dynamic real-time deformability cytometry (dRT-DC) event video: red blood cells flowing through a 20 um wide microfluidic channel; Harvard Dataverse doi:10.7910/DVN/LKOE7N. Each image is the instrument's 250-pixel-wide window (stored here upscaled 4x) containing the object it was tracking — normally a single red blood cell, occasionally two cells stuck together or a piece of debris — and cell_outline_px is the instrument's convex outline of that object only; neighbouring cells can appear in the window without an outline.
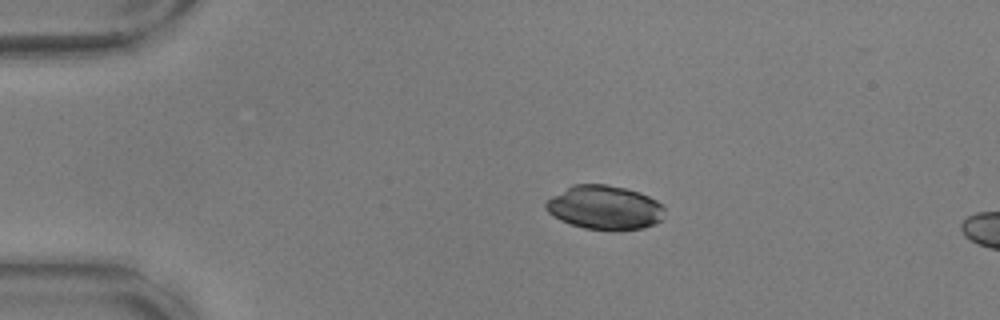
{"species": "common noctule bat (a hibernating species)", "species_latin": "Nyctalus noctula", "temperature_condition": "warm", "stored_images_in_passage": 41, "camera_frame_rate_fps": 3000, "um_per_image_px": 0.085, "animal": {"sex": "male", "body_mass_g": 17.9, "forearm_length_mm": 54.2}, "frame": {"image": 1, "passage_image": 1, "time_ms": 0.0, "image_size_px": [1000, 320], "cell_outline_px": [[664, 220], [656, 224], [640, 228], [584, 228], [560, 220], [552, 216], [544, 208], [544, 204], [552, 196], [572, 184], [604, 184], [624, 188], [640, 192], [656, 200], [664, 208]], "centroid_in_image_um": [51.38, 17.61], "position_along_channel_um": 33.6, "area_um2": 30.06}}
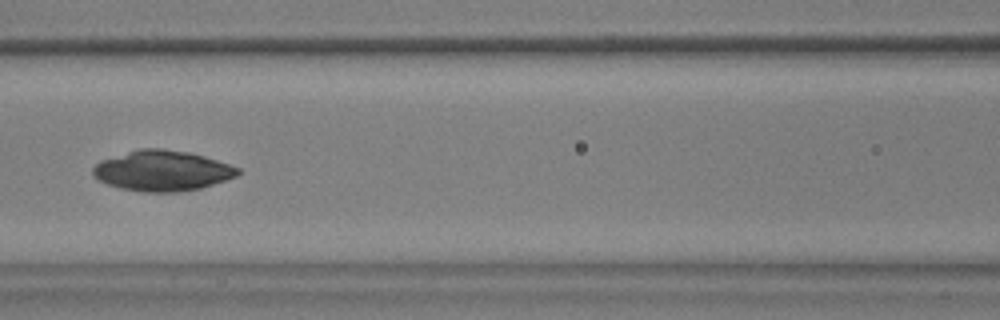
{"frame": {"image": 2, "passage_image": 15, "time_ms": 4.667, "image_size_px": [1000, 320], "cell_outline_px": [[240, 172], [236, 176], [200, 188], [180, 192], [144, 192], [120, 188], [108, 184], [92, 176], [92, 168], [100, 160], [140, 148], [160, 148], [188, 152], [204, 156], [240, 168]], "centroid_in_image_um": [13.76, 14.51], "position_along_channel_um": 152.8, "area_um2": 33.99}}
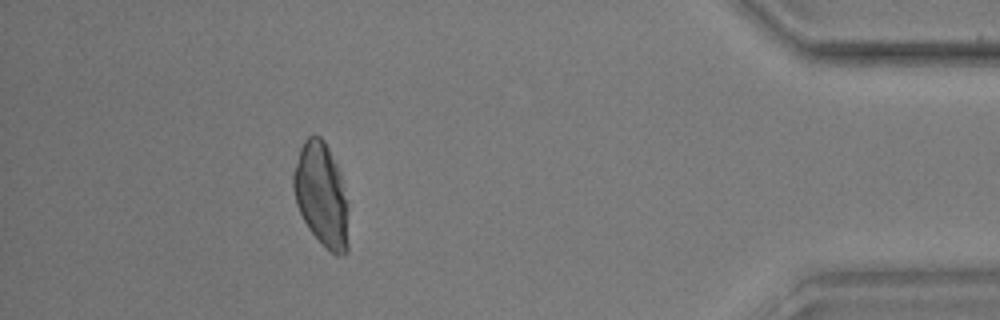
{"frame": {"image": 3, "passage_image": 40, "time_ms": 13.0, "image_size_px": [1000, 320], "cell_outline_px": [[348, 252], [344, 256], [336, 256], [308, 228], [296, 204], [292, 188], [292, 172], [300, 148], [304, 140], [308, 136], [320, 136], [324, 140], [340, 172], [344, 200], [348, 244]], "centroid_in_image_um": [27.27, 16.53], "position_along_channel_um": 407.9, "area_um2": 32.48}}